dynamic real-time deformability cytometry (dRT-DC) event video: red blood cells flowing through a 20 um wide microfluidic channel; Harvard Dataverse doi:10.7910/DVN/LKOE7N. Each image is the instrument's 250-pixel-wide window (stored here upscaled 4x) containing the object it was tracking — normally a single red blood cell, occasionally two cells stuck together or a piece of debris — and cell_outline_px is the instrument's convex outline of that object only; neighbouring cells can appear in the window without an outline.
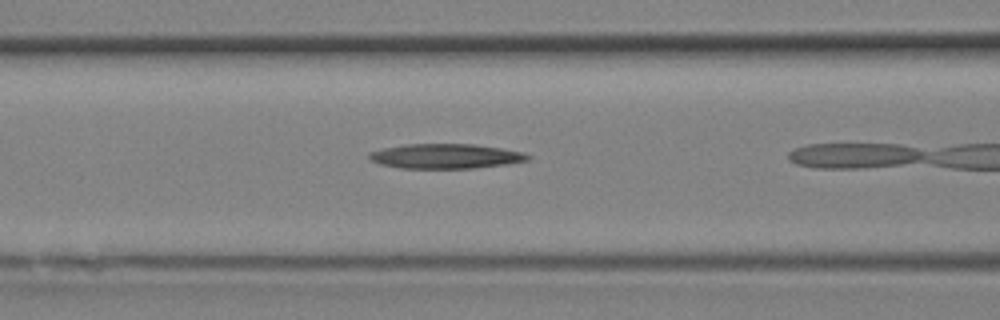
{"species": "Egyptian fruit bat (a non-hibernating species)", "species_latin": "Rousettus aegyptiacus", "temperature_condition": "room temperature", "stored_images_in_passage": 9, "camera_frame_rate_fps": 3000, "um_per_image_px": 0.085, "animal": {"sex": "female"}, "frame": {"image": 1, "passage_image": 7, "time_ms": 2.0, "image_size_px": [1000, 320], "cell_outline_px": [[532, 160], [508, 164], [476, 168], [400, 168], [380, 164], [372, 160], [368, 156], [368, 152], [384, 148], [404, 144], [472, 144], [500, 148], [524, 152], [532, 156]], "centroid_in_image_um": [37.93, 13.28], "position_along_channel_um": 128.7, "area_um2": 23.0}}